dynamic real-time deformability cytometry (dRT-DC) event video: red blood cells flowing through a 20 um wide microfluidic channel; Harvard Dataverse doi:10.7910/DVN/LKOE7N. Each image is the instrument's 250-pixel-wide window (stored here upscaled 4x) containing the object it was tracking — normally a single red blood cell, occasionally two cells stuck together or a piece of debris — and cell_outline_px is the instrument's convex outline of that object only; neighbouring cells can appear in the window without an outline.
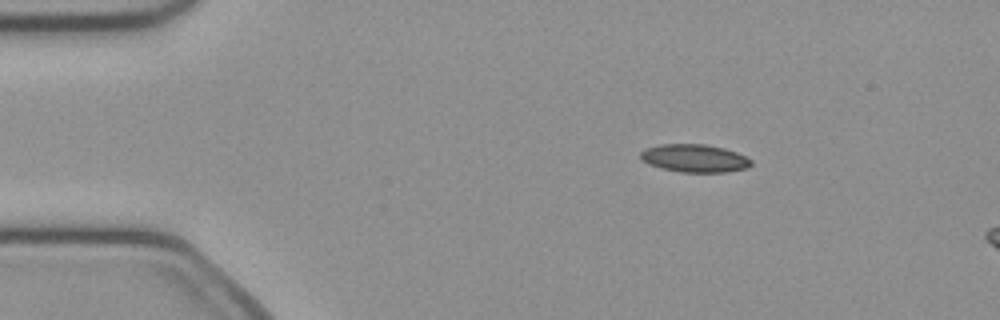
{"species": "common noctule bat (a hibernating species)", "species_latin": "Nyctalus noctula", "temperature_condition": "cold", "stored_images_in_passage": 6, "camera_frame_rate_fps": 3000, "um_per_image_px": 0.085, "animal": {"sex": "female", "body_mass_g": 21.9}, "frame": {"image": 1, "passage_image": 1, "time_ms": 0.0, "image_size_px": [1000, 320], "cell_outline_px": [[752, 164], [748, 168], [724, 172], [680, 172], [660, 168], [648, 164], [640, 156], [640, 152], [644, 148], [660, 144], [704, 144], [724, 148], [736, 152], [752, 160]], "centroid_in_image_um": [59.02, 13.45], "position_along_channel_um": 26.0, "area_um2": 18.03}}